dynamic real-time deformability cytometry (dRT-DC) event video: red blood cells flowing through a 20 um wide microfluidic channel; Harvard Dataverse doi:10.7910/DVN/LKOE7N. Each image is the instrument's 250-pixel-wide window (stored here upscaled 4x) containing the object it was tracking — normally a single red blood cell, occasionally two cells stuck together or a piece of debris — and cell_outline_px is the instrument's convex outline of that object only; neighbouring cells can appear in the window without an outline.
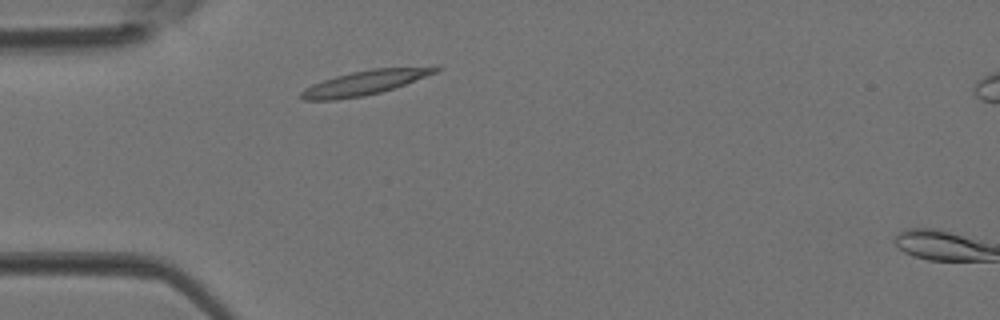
{"species": "Egyptian fruit bat (a non-hibernating species)", "species_latin": "Rousettus aegyptiacus", "temperature_condition": "room temperature", "stored_images_in_passage": 2, "camera_frame_rate_fps": 3000, "um_per_image_px": 0.085, "animal": {"sex": "female"}, "frame": {"image": 1, "passage_image": 1, "time_ms": 0.0, "image_size_px": [1000, 320], "cell_outline_px": [[444, 68], [436, 72], [404, 84], [380, 92], [364, 96], [336, 100], [304, 100], [300, 96], [300, 92], [304, 88], [312, 84], [336, 76], [352, 72], [372, 68], [436, 64]], "centroid_in_image_um": [31.1, 6.98], "position_along_channel_um": 53.9, "area_um2": 19.54}}